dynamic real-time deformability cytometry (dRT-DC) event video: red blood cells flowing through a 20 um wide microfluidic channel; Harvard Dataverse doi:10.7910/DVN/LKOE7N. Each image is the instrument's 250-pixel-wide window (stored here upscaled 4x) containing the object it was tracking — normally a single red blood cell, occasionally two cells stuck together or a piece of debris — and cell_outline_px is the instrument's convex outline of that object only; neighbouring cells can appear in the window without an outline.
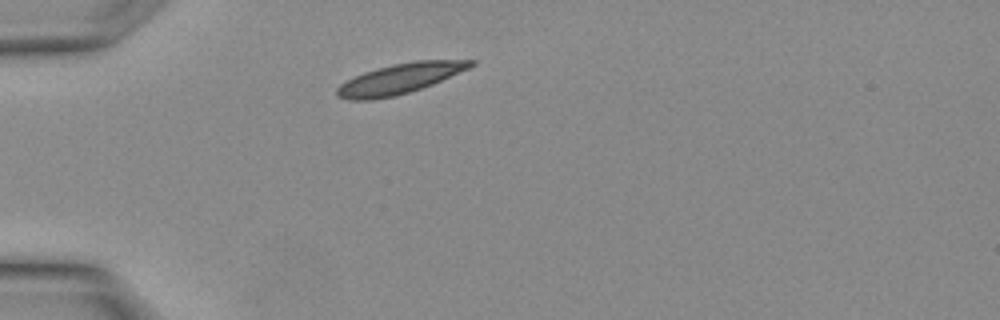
{"species": "Egyptian fruit bat (a non-hibernating species)", "species_latin": "Rousettus aegyptiacus", "temperature_condition": "warm", "stored_images_in_passage": 6, "camera_frame_rate_fps": 3000, "um_per_image_px": 0.085, "animal": {"sex": "female"}, "frame": {"image": 1, "passage_image": 1, "time_ms": 0.0, "image_size_px": [1000, 320], "cell_outline_px": [[476, 64], [468, 68], [432, 84], [396, 96], [368, 100], [352, 100], [336, 96], [336, 88], [340, 84], [364, 72], [376, 68], [392, 64], [416, 60], [476, 60]], "centroid_in_image_um": [33.96, 6.68], "position_along_channel_um": 51.0, "area_um2": 23.24}}
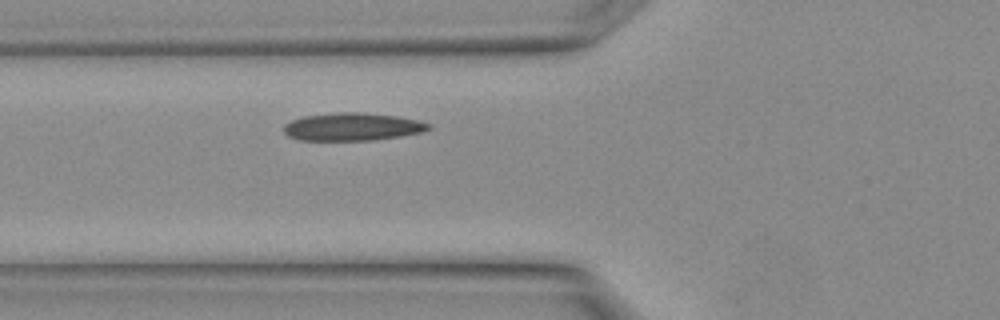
{"frame": {"image": 2, "passage_image": 4, "time_ms": 1.0, "image_size_px": [1000, 320], "cell_outline_px": [[432, 128], [420, 132], [400, 136], [372, 140], [300, 140], [288, 136], [284, 132], [284, 124], [300, 116], [336, 112], [364, 112], [396, 116], [420, 120], [432, 124]], "centroid_in_image_um": [29.95, 10.76], "position_along_channel_um": 95.9, "area_um2": 23.64}}
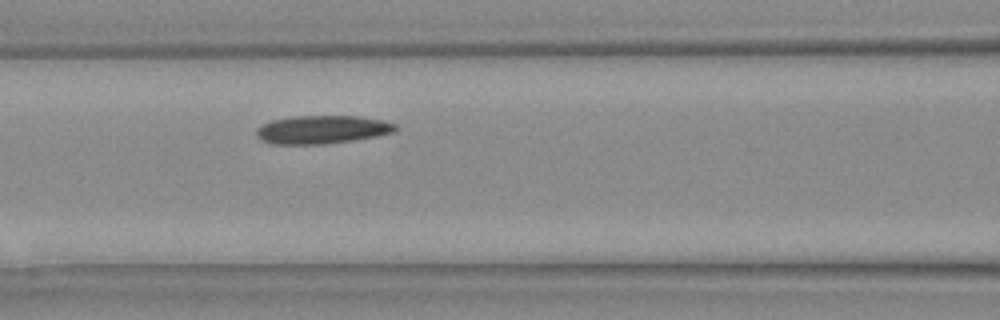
{"frame": {"image": 3, "passage_image": 6, "time_ms": 1.667, "image_size_px": [1000, 320], "cell_outline_px": [[400, 128], [396, 132], [376, 136], [352, 140], [324, 144], [272, 144], [260, 140], [256, 136], [256, 128], [272, 120], [292, 116], [360, 116], [384, 120], [396, 124]], "centroid_in_image_um": [27.4, 11.01], "position_along_channel_um": 139.2, "area_um2": 23.12}}